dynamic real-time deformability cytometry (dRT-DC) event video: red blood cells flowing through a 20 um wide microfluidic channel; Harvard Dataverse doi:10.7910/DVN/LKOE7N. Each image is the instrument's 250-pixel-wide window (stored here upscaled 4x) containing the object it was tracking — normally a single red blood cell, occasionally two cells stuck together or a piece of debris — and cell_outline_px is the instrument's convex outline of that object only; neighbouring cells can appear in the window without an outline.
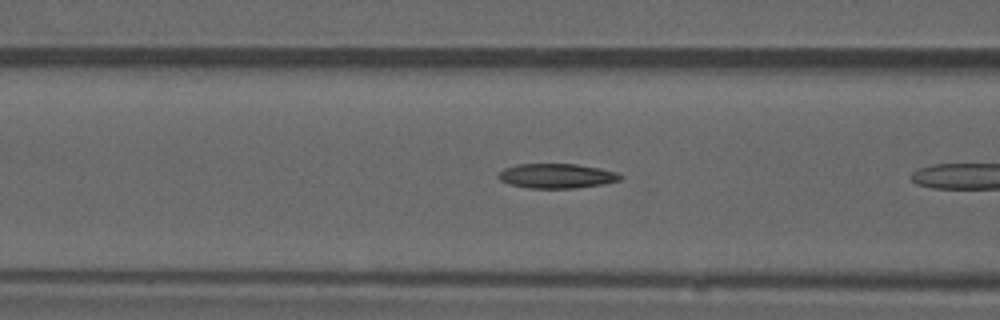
{"species": "common noctule bat (a hibernating species)", "species_latin": "Nyctalus noctula", "temperature_condition": "warm", "stored_images_in_passage": 12, "camera_frame_rate_fps": 3000, "um_per_image_px": 0.085, "animal": {"sex": "male", "forearm_length_mm": 52.5}, "frame": {"image": 1, "passage_image": 10, "time_ms": 3.0, "image_size_px": [1000, 320], "cell_outline_px": [[620, 180], [604, 184], [576, 188], [528, 188], [508, 184], [500, 180], [496, 176], [504, 168], [516, 164], [576, 164], [600, 168], [616, 172], [620, 176]], "centroid_in_image_um": [47.27, 14.95], "position_along_channel_um": 119.3, "area_um2": 17.51}}